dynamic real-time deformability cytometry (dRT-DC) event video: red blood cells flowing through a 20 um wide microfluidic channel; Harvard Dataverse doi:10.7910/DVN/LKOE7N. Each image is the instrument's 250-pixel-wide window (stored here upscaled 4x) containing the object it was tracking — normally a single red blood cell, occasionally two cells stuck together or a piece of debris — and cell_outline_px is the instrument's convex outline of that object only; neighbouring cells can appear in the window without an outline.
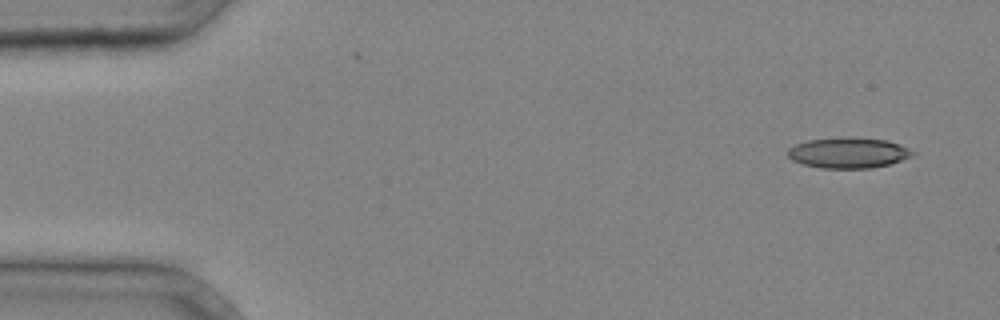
{"species": "common noctule bat (a hibernating species)", "species_latin": "Nyctalus noctula", "temperature_condition": "cold", "stored_images_in_passage": 4, "camera_frame_rate_fps": 3000, "um_per_image_px": 0.085, "animal": {"sex": "male", "body_mass_g": 20.4}, "frame": {"image": 1, "passage_image": 1, "time_ms": 0.0, "image_size_px": [1000, 320], "cell_outline_px": [[916, 152], [900, 160], [888, 164], [872, 168], [820, 168], [800, 164], [792, 160], [788, 156], [788, 148], [796, 144], [808, 140], [848, 136], [888, 140], [900, 144]], "centroid_in_image_um": [72.07, 12.98], "position_along_channel_um": 12.9, "area_um2": 22.37}}